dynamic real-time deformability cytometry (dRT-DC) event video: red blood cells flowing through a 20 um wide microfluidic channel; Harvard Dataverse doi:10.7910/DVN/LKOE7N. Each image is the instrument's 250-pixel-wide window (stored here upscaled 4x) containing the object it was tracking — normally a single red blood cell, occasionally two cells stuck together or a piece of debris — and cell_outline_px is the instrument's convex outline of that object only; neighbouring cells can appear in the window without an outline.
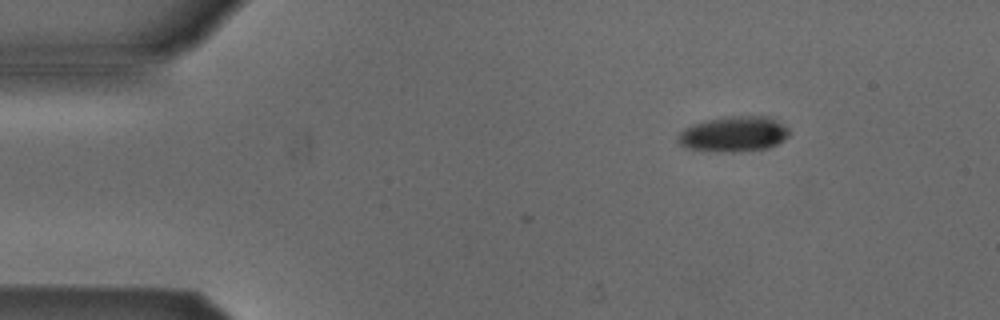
{"species": "Egyptian fruit bat (a non-hibernating species)", "species_latin": "Rousettus aegyptiacus", "temperature_condition": "cold", "stored_images_in_passage": 5, "camera_frame_rate_fps": 3000, "um_per_image_px": 0.085, "animal": {"sex": "male"}, "frame": {"image": 1, "passage_image": 2, "time_ms": 2.333, "image_size_px": [1000, 320], "cell_outline_px": [[788, 136], [784, 140], [768, 148], [736, 152], [716, 152], [684, 148], [676, 140], [676, 136], [684, 128], [692, 124], [724, 116], [768, 116], [788, 128]], "centroid_in_image_um": [62.31, 11.41], "position_along_channel_um": 22.7, "area_um2": 23.12}}